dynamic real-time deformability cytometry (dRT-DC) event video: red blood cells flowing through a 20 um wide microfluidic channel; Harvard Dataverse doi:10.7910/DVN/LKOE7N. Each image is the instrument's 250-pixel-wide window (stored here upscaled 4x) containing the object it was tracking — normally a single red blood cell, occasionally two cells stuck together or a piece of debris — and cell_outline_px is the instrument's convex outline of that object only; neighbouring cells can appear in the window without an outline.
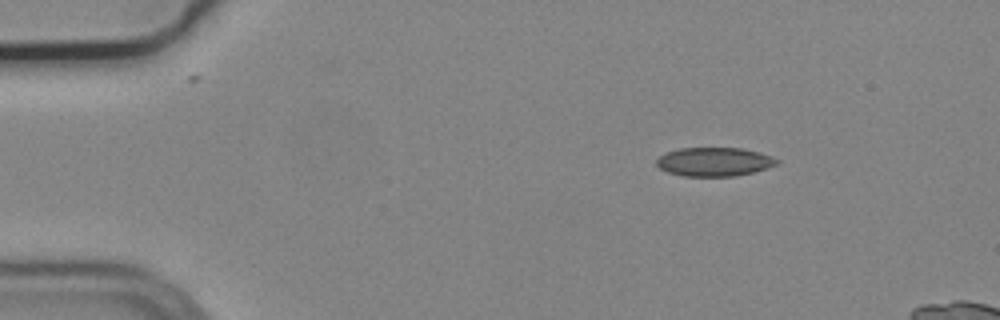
{"species": "common noctule bat (a hibernating species)", "species_latin": "Nyctalus noctula", "temperature_condition": "cold", "stored_images_in_passage": 3, "camera_frame_rate_fps": 3000, "um_per_image_px": 0.085, "animal": {"sex": "male", "body_mass_g": 19.2, "forearm_length_mm": 51.8}, "frame": {"image": 1, "passage_image": 1, "time_ms": 0.0, "image_size_px": [1000, 320], "cell_outline_px": [[780, 164], [768, 168], [736, 176], [684, 176], [668, 172], [660, 168], [656, 164], [656, 160], [664, 152], [680, 148], [744, 148], [760, 152], [772, 156], [780, 160]], "centroid_in_image_um": [60.75, 13.74], "position_along_channel_um": 24.3, "area_um2": 20.4}}